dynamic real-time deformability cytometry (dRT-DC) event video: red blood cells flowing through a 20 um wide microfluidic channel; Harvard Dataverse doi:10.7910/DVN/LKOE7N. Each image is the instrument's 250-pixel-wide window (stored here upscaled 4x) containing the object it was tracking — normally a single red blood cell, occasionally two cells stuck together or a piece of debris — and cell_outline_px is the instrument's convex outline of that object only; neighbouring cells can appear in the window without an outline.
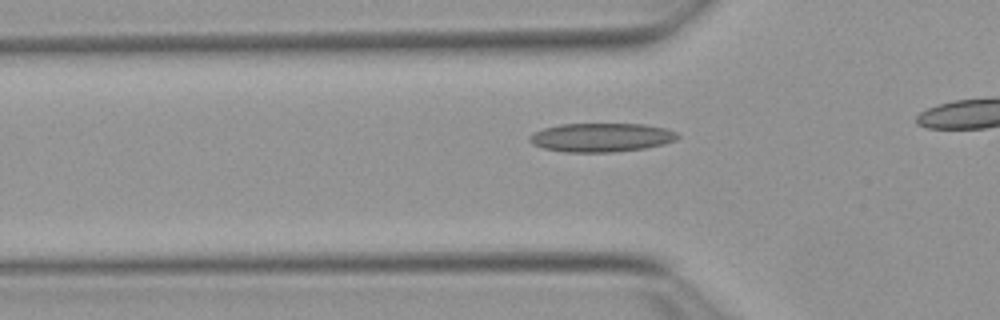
{"species": "Egyptian fruit bat (a non-hibernating species)", "species_latin": "Rousettus aegyptiacus", "temperature_condition": "warm", "stored_images_in_passage": 21, "camera_frame_rate_fps": 3000, "um_per_image_px": 0.085, "animal": {"sex": "female"}, "frame": {"image": 1, "passage_image": 8, "time_ms": 2.333, "image_size_px": [1000, 320], "cell_outline_px": [[680, 136], [676, 140], [664, 144], [644, 148], [612, 152], [564, 152], [544, 148], [532, 144], [528, 140], [528, 136], [544, 128], [560, 124], [644, 124], [668, 128], [676, 132]], "centroid_in_image_um": [51.13, 11.68], "position_along_channel_um": 74.7, "area_um2": 24.91}}
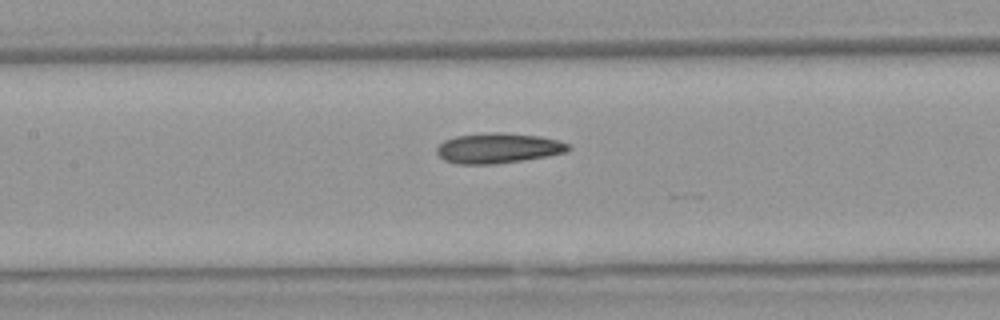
{"frame": {"image": 2, "passage_image": 15, "time_ms": 4.667, "image_size_px": [1000, 320], "cell_outline_px": [[572, 148], [568, 152], [548, 156], [524, 160], [496, 164], [456, 164], [444, 160], [436, 152], [436, 148], [444, 140], [456, 136], [492, 132], [500, 132], [540, 136], [556, 140], [568, 144]], "centroid_in_image_um": [42.35, 12.6], "position_along_channel_um": 165.1, "area_um2": 23.24}}
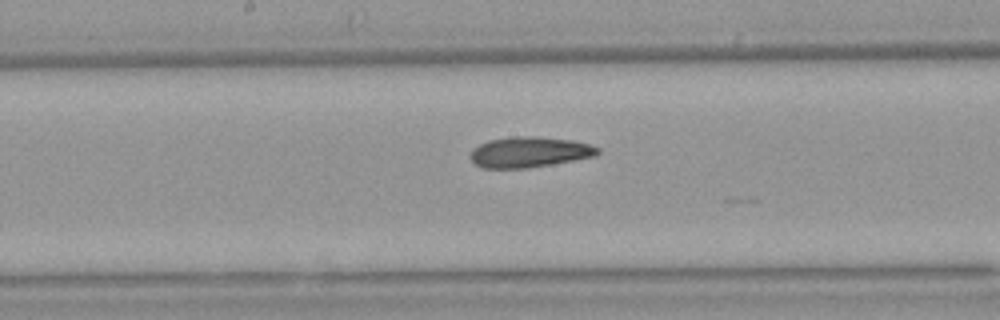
{"frame": {"image": 3, "passage_image": 18, "time_ms": 5.667, "image_size_px": [1000, 320], "cell_outline_px": [[600, 152], [596, 156], [552, 164], [528, 168], [484, 168], [476, 164], [468, 156], [472, 148], [488, 140], [512, 136], [536, 136], [572, 140], [592, 144], [600, 148]], "centroid_in_image_um": [45.01, 12.92], "position_along_channel_um": 203.2, "area_um2": 22.95}}